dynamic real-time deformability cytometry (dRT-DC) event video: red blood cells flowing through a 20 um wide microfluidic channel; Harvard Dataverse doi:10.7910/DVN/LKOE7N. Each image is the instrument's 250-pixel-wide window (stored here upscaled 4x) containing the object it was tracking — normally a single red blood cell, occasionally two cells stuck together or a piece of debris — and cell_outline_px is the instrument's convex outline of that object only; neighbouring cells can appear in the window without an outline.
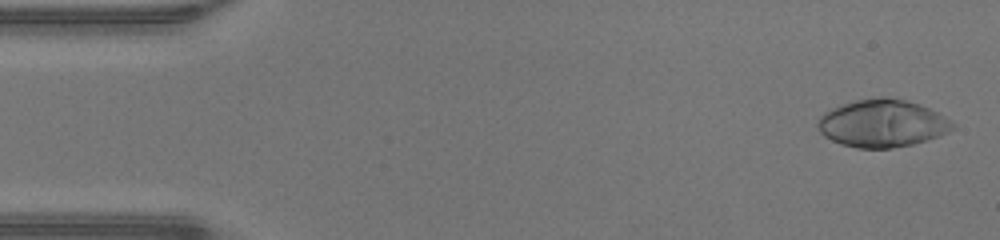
{"species": "human", "species_latin": "Homo sapiens", "temperature_condition": "warm", "stored_images_in_passage": 48, "camera_frame_rate_fps": 3000, "um_per_image_px": 0.085, "donor": {"sex": "male"}, "frame": {"image": 1, "passage_image": 2, "time_ms": 0.333, "image_size_px": [1000, 240], "cell_outline_px": [[956, 128], [940, 136], [912, 144], [892, 148], [856, 148], [840, 144], [824, 136], [820, 132], [816, 124], [820, 116], [824, 112], [832, 108], [856, 100], [880, 96], [888, 96], [920, 104], [952, 120], [956, 124]], "centroid_in_image_um": [75.0, 10.48], "position_along_channel_um": 10.0, "area_um2": 37.57}}
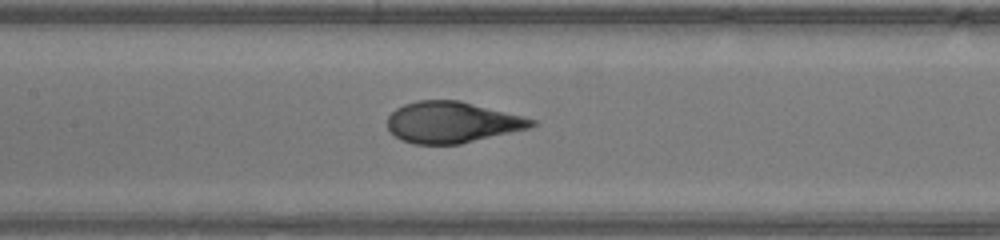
{"frame": {"image": 2, "passage_image": 22, "time_ms": 7.0, "image_size_px": [1000, 240], "cell_outline_px": [[540, 124], [528, 128], [460, 144], [412, 144], [400, 140], [388, 128], [388, 116], [396, 108], [404, 104], [416, 100], [460, 100], [536, 120]], "centroid_in_image_um": [38.4, 10.39], "position_along_channel_um": 169.0, "area_um2": 34.45}}
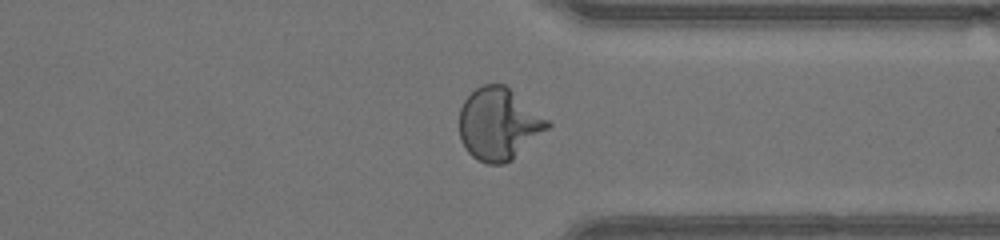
{"frame": {"image": 3, "passage_image": 36, "time_ms": 11.667, "image_size_px": [1000, 240], "cell_outline_px": [[552, 124], [548, 128], [512, 160], [504, 164], [488, 164], [476, 160], [468, 152], [460, 140], [460, 108], [464, 100], [476, 88], [484, 84], [504, 84], [548, 120]], "centroid_in_image_um": [42.37, 10.56], "position_along_channel_um": 369.0, "area_um2": 36.7}, "authors_computed_cell_mechanics": {"area_um2": 35.6626, "velocity_mm_per_s": 4.343, "shape_relaxation_time_tau1_ms": 4.721, "shape_relaxation_time_tau2_ms": null, "deformation_change_tau1": 0.2964, "deformation_change_tau2": null}}